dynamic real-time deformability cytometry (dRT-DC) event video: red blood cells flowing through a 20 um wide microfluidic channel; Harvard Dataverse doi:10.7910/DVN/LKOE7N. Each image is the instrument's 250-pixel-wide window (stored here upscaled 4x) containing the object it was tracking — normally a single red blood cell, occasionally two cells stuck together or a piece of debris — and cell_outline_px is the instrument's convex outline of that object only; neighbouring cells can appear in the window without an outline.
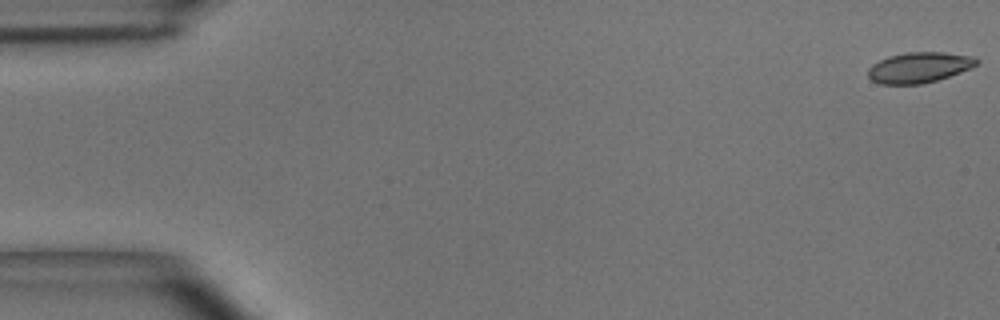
{"species": "common noctule bat (a hibernating species)", "species_latin": "Nyctalus noctula", "temperature_condition": "room temperature", "stored_images_in_passage": 53, "camera_frame_rate_fps": 3000, "um_per_image_px": 0.085, "animal": {"sex": "male", "body_mass_g": 15.6}, "frame": {"image": 1, "passage_image": 1, "time_ms": 0.0, "image_size_px": [1000, 320], "cell_outline_px": [[980, 60], [976, 64], [960, 72], [936, 80], [920, 84], [880, 84], [872, 80], [868, 76], [868, 68], [872, 64], [888, 56], [908, 52], [944, 52], [972, 56]], "centroid_in_image_um": [78.09, 5.73], "position_along_channel_um": 6.9, "area_um2": 19.13}}
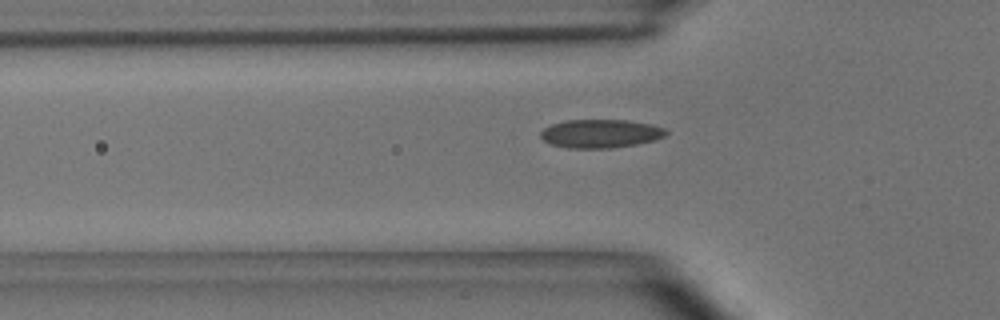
{"frame": {"image": 2, "passage_image": 18, "time_ms": 5.667, "image_size_px": [1000, 320], "cell_outline_px": [[668, 132], [664, 136], [656, 140], [636, 144], [612, 148], [568, 148], [552, 144], [544, 140], [540, 136], [540, 132], [544, 128], [552, 124], [564, 120], [628, 120], [652, 124], [664, 128]], "centroid_in_image_um": [51.06, 11.35], "position_along_channel_um": 74.7, "area_um2": 20.87}}
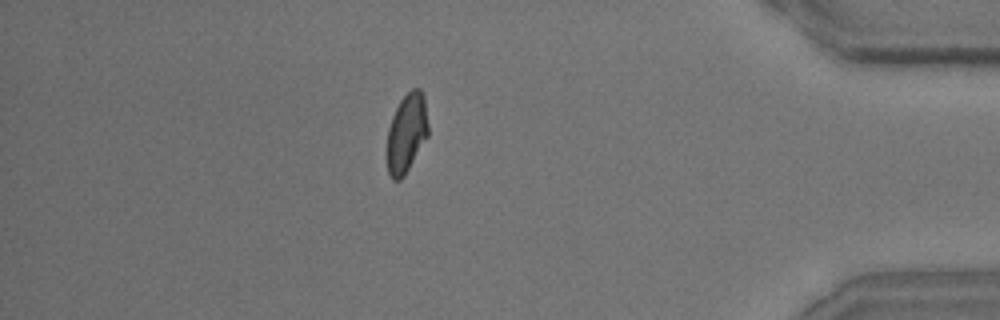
{"frame": {"image": 3, "passage_image": 48, "time_ms": 15.667, "image_size_px": [1000, 320], "cell_outline_px": [[428, 136], [404, 176], [400, 180], [392, 180], [388, 172], [388, 128], [392, 116], [400, 100], [412, 88], [420, 88], [424, 92], [428, 124]], "centroid_in_image_um": [34.58, 11.28], "position_along_channel_um": 400.6, "area_um2": 18.96}, "authors_computed_cell_mechanics": {"area_um2": 19.7676, "velocity_mm_per_s": 3.6478, "shape_relaxation_time_tau1_ms": 4.9137, "shape_relaxation_time_tau2_ms": 1.3816, "deformation_change_tau1": 0.127, "deformation_change_tau2": 0.0586}}